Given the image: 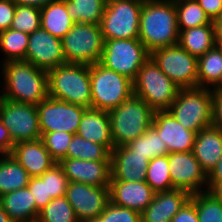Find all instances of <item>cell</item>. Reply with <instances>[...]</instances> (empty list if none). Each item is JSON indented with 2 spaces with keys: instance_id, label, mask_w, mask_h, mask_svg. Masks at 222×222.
<instances>
[{
  "instance_id": "1",
  "label": "cell",
  "mask_w": 222,
  "mask_h": 222,
  "mask_svg": "<svg viewBox=\"0 0 222 222\" xmlns=\"http://www.w3.org/2000/svg\"><path fill=\"white\" fill-rule=\"evenodd\" d=\"M0 73L2 98L38 105L48 97V71L18 60L0 63Z\"/></svg>"
},
{
  "instance_id": "2",
  "label": "cell",
  "mask_w": 222,
  "mask_h": 222,
  "mask_svg": "<svg viewBox=\"0 0 222 222\" xmlns=\"http://www.w3.org/2000/svg\"><path fill=\"white\" fill-rule=\"evenodd\" d=\"M177 12L172 1L143 0L139 21V40L151 53L178 44Z\"/></svg>"
},
{
  "instance_id": "3",
  "label": "cell",
  "mask_w": 222,
  "mask_h": 222,
  "mask_svg": "<svg viewBox=\"0 0 222 222\" xmlns=\"http://www.w3.org/2000/svg\"><path fill=\"white\" fill-rule=\"evenodd\" d=\"M155 111L139 96L132 94L108 112L114 147L126 145L151 128Z\"/></svg>"
},
{
  "instance_id": "4",
  "label": "cell",
  "mask_w": 222,
  "mask_h": 222,
  "mask_svg": "<svg viewBox=\"0 0 222 222\" xmlns=\"http://www.w3.org/2000/svg\"><path fill=\"white\" fill-rule=\"evenodd\" d=\"M48 96L90 108V65L65 63L49 70Z\"/></svg>"
},
{
  "instance_id": "5",
  "label": "cell",
  "mask_w": 222,
  "mask_h": 222,
  "mask_svg": "<svg viewBox=\"0 0 222 222\" xmlns=\"http://www.w3.org/2000/svg\"><path fill=\"white\" fill-rule=\"evenodd\" d=\"M91 107L109 112L133 93V81L106 68L100 62L90 65Z\"/></svg>"
},
{
  "instance_id": "6",
  "label": "cell",
  "mask_w": 222,
  "mask_h": 222,
  "mask_svg": "<svg viewBox=\"0 0 222 222\" xmlns=\"http://www.w3.org/2000/svg\"><path fill=\"white\" fill-rule=\"evenodd\" d=\"M179 88L150 57L133 80V93L142 98L155 112L167 111L175 101Z\"/></svg>"
},
{
  "instance_id": "7",
  "label": "cell",
  "mask_w": 222,
  "mask_h": 222,
  "mask_svg": "<svg viewBox=\"0 0 222 222\" xmlns=\"http://www.w3.org/2000/svg\"><path fill=\"white\" fill-rule=\"evenodd\" d=\"M213 89L196 87L181 89L167 110L184 128L190 131L212 125Z\"/></svg>"
},
{
  "instance_id": "8",
  "label": "cell",
  "mask_w": 222,
  "mask_h": 222,
  "mask_svg": "<svg viewBox=\"0 0 222 222\" xmlns=\"http://www.w3.org/2000/svg\"><path fill=\"white\" fill-rule=\"evenodd\" d=\"M61 42L66 63L91 65L101 60L104 38L100 25L74 23Z\"/></svg>"
},
{
  "instance_id": "9",
  "label": "cell",
  "mask_w": 222,
  "mask_h": 222,
  "mask_svg": "<svg viewBox=\"0 0 222 222\" xmlns=\"http://www.w3.org/2000/svg\"><path fill=\"white\" fill-rule=\"evenodd\" d=\"M143 0H107L100 22L104 41L139 37Z\"/></svg>"
},
{
  "instance_id": "10",
  "label": "cell",
  "mask_w": 222,
  "mask_h": 222,
  "mask_svg": "<svg viewBox=\"0 0 222 222\" xmlns=\"http://www.w3.org/2000/svg\"><path fill=\"white\" fill-rule=\"evenodd\" d=\"M149 58L150 52L139 38L110 39L104 41L100 63L133 81Z\"/></svg>"
},
{
  "instance_id": "11",
  "label": "cell",
  "mask_w": 222,
  "mask_h": 222,
  "mask_svg": "<svg viewBox=\"0 0 222 222\" xmlns=\"http://www.w3.org/2000/svg\"><path fill=\"white\" fill-rule=\"evenodd\" d=\"M159 69L179 88H196L198 59L179 44L159 48L150 53Z\"/></svg>"
},
{
  "instance_id": "12",
  "label": "cell",
  "mask_w": 222,
  "mask_h": 222,
  "mask_svg": "<svg viewBox=\"0 0 222 222\" xmlns=\"http://www.w3.org/2000/svg\"><path fill=\"white\" fill-rule=\"evenodd\" d=\"M0 119L15 144L41 139L37 107L2 98Z\"/></svg>"
},
{
  "instance_id": "13",
  "label": "cell",
  "mask_w": 222,
  "mask_h": 222,
  "mask_svg": "<svg viewBox=\"0 0 222 222\" xmlns=\"http://www.w3.org/2000/svg\"><path fill=\"white\" fill-rule=\"evenodd\" d=\"M41 135L64 131L76 134L85 107L47 97L36 105Z\"/></svg>"
},
{
  "instance_id": "14",
  "label": "cell",
  "mask_w": 222,
  "mask_h": 222,
  "mask_svg": "<svg viewBox=\"0 0 222 222\" xmlns=\"http://www.w3.org/2000/svg\"><path fill=\"white\" fill-rule=\"evenodd\" d=\"M172 185L190 194L208 191V175L192 151L168 153Z\"/></svg>"
},
{
  "instance_id": "15",
  "label": "cell",
  "mask_w": 222,
  "mask_h": 222,
  "mask_svg": "<svg viewBox=\"0 0 222 222\" xmlns=\"http://www.w3.org/2000/svg\"><path fill=\"white\" fill-rule=\"evenodd\" d=\"M65 198L74 209L79 222L98 218L110 202L109 186H90L68 182Z\"/></svg>"
},
{
  "instance_id": "16",
  "label": "cell",
  "mask_w": 222,
  "mask_h": 222,
  "mask_svg": "<svg viewBox=\"0 0 222 222\" xmlns=\"http://www.w3.org/2000/svg\"><path fill=\"white\" fill-rule=\"evenodd\" d=\"M24 61L49 71L66 63L60 38L52 36L43 28L29 34V43Z\"/></svg>"
},
{
  "instance_id": "17",
  "label": "cell",
  "mask_w": 222,
  "mask_h": 222,
  "mask_svg": "<svg viewBox=\"0 0 222 222\" xmlns=\"http://www.w3.org/2000/svg\"><path fill=\"white\" fill-rule=\"evenodd\" d=\"M58 164L64 170L68 182L98 187L110 186L111 160L64 158Z\"/></svg>"
},
{
  "instance_id": "18",
  "label": "cell",
  "mask_w": 222,
  "mask_h": 222,
  "mask_svg": "<svg viewBox=\"0 0 222 222\" xmlns=\"http://www.w3.org/2000/svg\"><path fill=\"white\" fill-rule=\"evenodd\" d=\"M151 127L166 144L168 153L193 151L196 132L184 128L168 111H156Z\"/></svg>"
},
{
  "instance_id": "19",
  "label": "cell",
  "mask_w": 222,
  "mask_h": 222,
  "mask_svg": "<svg viewBox=\"0 0 222 222\" xmlns=\"http://www.w3.org/2000/svg\"><path fill=\"white\" fill-rule=\"evenodd\" d=\"M110 181H145L150 160L131 151L126 145L111 151Z\"/></svg>"
},
{
  "instance_id": "20",
  "label": "cell",
  "mask_w": 222,
  "mask_h": 222,
  "mask_svg": "<svg viewBox=\"0 0 222 222\" xmlns=\"http://www.w3.org/2000/svg\"><path fill=\"white\" fill-rule=\"evenodd\" d=\"M110 201L120 207L142 213L152 202L155 192L145 181H110Z\"/></svg>"
},
{
  "instance_id": "21",
  "label": "cell",
  "mask_w": 222,
  "mask_h": 222,
  "mask_svg": "<svg viewBox=\"0 0 222 222\" xmlns=\"http://www.w3.org/2000/svg\"><path fill=\"white\" fill-rule=\"evenodd\" d=\"M191 198V194L182 189L155 193L152 202L141 213V222H171Z\"/></svg>"
},
{
  "instance_id": "22",
  "label": "cell",
  "mask_w": 222,
  "mask_h": 222,
  "mask_svg": "<svg viewBox=\"0 0 222 222\" xmlns=\"http://www.w3.org/2000/svg\"><path fill=\"white\" fill-rule=\"evenodd\" d=\"M11 155L30 177H39L57 164L41 139L15 144Z\"/></svg>"
},
{
  "instance_id": "23",
  "label": "cell",
  "mask_w": 222,
  "mask_h": 222,
  "mask_svg": "<svg viewBox=\"0 0 222 222\" xmlns=\"http://www.w3.org/2000/svg\"><path fill=\"white\" fill-rule=\"evenodd\" d=\"M76 134L88 141L105 146L110 152L114 148L107 111L86 108Z\"/></svg>"
},
{
  "instance_id": "24",
  "label": "cell",
  "mask_w": 222,
  "mask_h": 222,
  "mask_svg": "<svg viewBox=\"0 0 222 222\" xmlns=\"http://www.w3.org/2000/svg\"><path fill=\"white\" fill-rule=\"evenodd\" d=\"M192 152L208 175L222 157V130L213 125L199 130Z\"/></svg>"
},
{
  "instance_id": "25",
  "label": "cell",
  "mask_w": 222,
  "mask_h": 222,
  "mask_svg": "<svg viewBox=\"0 0 222 222\" xmlns=\"http://www.w3.org/2000/svg\"><path fill=\"white\" fill-rule=\"evenodd\" d=\"M0 205L13 222H27L38 219L40 213L28 187L2 195Z\"/></svg>"
},
{
  "instance_id": "26",
  "label": "cell",
  "mask_w": 222,
  "mask_h": 222,
  "mask_svg": "<svg viewBox=\"0 0 222 222\" xmlns=\"http://www.w3.org/2000/svg\"><path fill=\"white\" fill-rule=\"evenodd\" d=\"M178 44L197 59L203 56L215 46L214 22L186 30H179Z\"/></svg>"
},
{
  "instance_id": "27",
  "label": "cell",
  "mask_w": 222,
  "mask_h": 222,
  "mask_svg": "<svg viewBox=\"0 0 222 222\" xmlns=\"http://www.w3.org/2000/svg\"><path fill=\"white\" fill-rule=\"evenodd\" d=\"M40 24L52 36L62 39L74 22L67 13L65 2L56 0L40 9Z\"/></svg>"
},
{
  "instance_id": "28",
  "label": "cell",
  "mask_w": 222,
  "mask_h": 222,
  "mask_svg": "<svg viewBox=\"0 0 222 222\" xmlns=\"http://www.w3.org/2000/svg\"><path fill=\"white\" fill-rule=\"evenodd\" d=\"M29 180L28 172L11 154L0 156V197L27 187Z\"/></svg>"
},
{
  "instance_id": "29",
  "label": "cell",
  "mask_w": 222,
  "mask_h": 222,
  "mask_svg": "<svg viewBox=\"0 0 222 222\" xmlns=\"http://www.w3.org/2000/svg\"><path fill=\"white\" fill-rule=\"evenodd\" d=\"M222 76V49L214 46L198 58L197 87L214 89Z\"/></svg>"
},
{
  "instance_id": "30",
  "label": "cell",
  "mask_w": 222,
  "mask_h": 222,
  "mask_svg": "<svg viewBox=\"0 0 222 222\" xmlns=\"http://www.w3.org/2000/svg\"><path fill=\"white\" fill-rule=\"evenodd\" d=\"M74 23L100 25L107 0H63Z\"/></svg>"
},
{
  "instance_id": "31",
  "label": "cell",
  "mask_w": 222,
  "mask_h": 222,
  "mask_svg": "<svg viewBox=\"0 0 222 222\" xmlns=\"http://www.w3.org/2000/svg\"><path fill=\"white\" fill-rule=\"evenodd\" d=\"M29 43V34L11 28L0 32V62L25 60ZM4 58V59H3Z\"/></svg>"
},
{
  "instance_id": "32",
  "label": "cell",
  "mask_w": 222,
  "mask_h": 222,
  "mask_svg": "<svg viewBox=\"0 0 222 222\" xmlns=\"http://www.w3.org/2000/svg\"><path fill=\"white\" fill-rule=\"evenodd\" d=\"M174 3L179 30L199 27L212 22L196 0H177Z\"/></svg>"
},
{
  "instance_id": "33",
  "label": "cell",
  "mask_w": 222,
  "mask_h": 222,
  "mask_svg": "<svg viewBox=\"0 0 222 222\" xmlns=\"http://www.w3.org/2000/svg\"><path fill=\"white\" fill-rule=\"evenodd\" d=\"M111 152L103 145L74 134L65 158L81 160H111Z\"/></svg>"
},
{
  "instance_id": "34",
  "label": "cell",
  "mask_w": 222,
  "mask_h": 222,
  "mask_svg": "<svg viewBox=\"0 0 222 222\" xmlns=\"http://www.w3.org/2000/svg\"><path fill=\"white\" fill-rule=\"evenodd\" d=\"M126 146L135 154L146 156L148 160L168 154L166 144L163 143L158 133L152 127L135 140L128 142Z\"/></svg>"
},
{
  "instance_id": "35",
  "label": "cell",
  "mask_w": 222,
  "mask_h": 222,
  "mask_svg": "<svg viewBox=\"0 0 222 222\" xmlns=\"http://www.w3.org/2000/svg\"><path fill=\"white\" fill-rule=\"evenodd\" d=\"M145 182L155 193L175 189L169 172L168 154L150 160Z\"/></svg>"
},
{
  "instance_id": "36",
  "label": "cell",
  "mask_w": 222,
  "mask_h": 222,
  "mask_svg": "<svg viewBox=\"0 0 222 222\" xmlns=\"http://www.w3.org/2000/svg\"><path fill=\"white\" fill-rule=\"evenodd\" d=\"M191 199L195 202L199 222H222V200L212 192L193 193Z\"/></svg>"
},
{
  "instance_id": "37",
  "label": "cell",
  "mask_w": 222,
  "mask_h": 222,
  "mask_svg": "<svg viewBox=\"0 0 222 222\" xmlns=\"http://www.w3.org/2000/svg\"><path fill=\"white\" fill-rule=\"evenodd\" d=\"M38 220L40 222H79L65 196L52 199L40 210Z\"/></svg>"
},
{
  "instance_id": "38",
  "label": "cell",
  "mask_w": 222,
  "mask_h": 222,
  "mask_svg": "<svg viewBox=\"0 0 222 222\" xmlns=\"http://www.w3.org/2000/svg\"><path fill=\"white\" fill-rule=\"evenodd\" d=\"M40 27V8L16 5L11 29L31 34Z\"/></svg>"
},
{
  "instance_id": "39",
  "label": "cell",
  "mask_w": 222,
  "mask_h": 222,
  "mask_svg": "<svg viewBox=\"0 0 222 222\" xmlns=\"http://www.w3.org/2000/svg\"><path fill=\"white\" fill-rule=\"evenodd\" d=\"M73 135L64 131L48 132L41 135V140L51 157L59 163L66 157Z\"/></svg>"
},
{
  "instance_id": "40",
  "label": "cell",
  "mask_w": 222,
  "mask_h": 222,
  "mask_svg": "<svg viewBox=\"0 0 222 222\" xmlns=\"http://www.w3.org/2000/svg\"><path fill=\"white\" fill-rule=\"evenodd\" d=\"M46 180L47 197L52 199L65 196L68 179L62 167L57 163L40 176Z\"/></svg>"
},
{
  "instance_id": "41",
  "label": "cell",
  "mask_w": 222,
  "mask_h": 222,
  "mask_svg": "<svg viewBox=\"0 0 222 222\" xmlns=\"http://www.w3.org/2000/svg\"><path fill=\"white\" fill-rule=\"evenodd\" d=\"M98 218L101 222H141V213L110 201Z\"/></svg>"
},
{
  "instance_id": "42",
  "label": "cell",
  "mask_w": 222,
  "mask_h": 222,
  "mask_svg": "<svg viewBox=\"0 0 222 222\" xmlns=\"http://www.w3.org/2000/svg\"><path fill=\"white\" fill-rule=\"evenodd\" d=\"M27 187L31 191L39 210L43 209L52 200L51 197H47L46 180H43L40 176L30 177Z\"/></svg>"
},
{
  "instance_id": "43",
  "label": "cell",
  "mask_w": 222,
  "mask_h": 222,
  "mask_svg": "<svg viewBox=\"0 0 222 222\" xmlns=\"http://www.w3.org/2000/svg\"><path fill=\"white\" fill-rule=\"evenodd\" d=\"M16 10L14 0H0V32L11 27Z\"/></svg>"
},
{
  "instance_id": "44",
  "label": "cell",
  "mask_w": 222,
  "mask_h": 222,
  "mask_svg": "<svg viewBox=\"0 0 222 222\" xmlns=\"http://www.w3.org/2000/svg\"><path fill=\"white\" fill-rule=\"evenodd\" d=\"M171 222H199L195 202L190 198Z\"/></svg>"
},
{
  "instance_id": "45",
  "label": "cell",
  "mask_w": 222,
  "mask_h": 222,
  "mask_svg": "<svg viewBox=\"0 0 222 222\" xmlns=\"http://www.w3.org/2000/svg\"><path fill=\"white\" fill-rule=\"evenodd\" d=\"M212 125L222 130V90L213 89Z\"/></svg>"
},
{
  "instance_id": "46",
  "label": "cell",
  "mask_w": 222,
  "mask_h": 222,
  "mask_svg": "<svg viewBox=\"0 0 222 222\" xmlns=\"http://www.w3.org/2000/svg\"><path fill=\"white\" fill-rule=\"evenodd\" d=\"M211 21L222 16V0H196Z\"/></svg>"
},
{
  "instance_id": "47",
  "label": "cell",
  "mask_w": 222,
  "mask_h": 222,
  "mask_svg": "<svg viewBox=\"0 0 222 222\" xmlns=\"http://www.w3.org/2000/svg\"><path fill=\"white\" fill-rule=\"evenodd\" d=\"M14 148V142L10 136L9 130L4 126L0 119V156L11 154Z\"/></svg>"
},
{
  "instance_id": "48",
  "label": "cell",
  "mask_w": 222,
  "mask_h": 222,
  "mask_svg": "<svg viewBox=\"0 0 222 222\" xmlns=\"http://www.w3.org/2000/svg\"><path fill=\"white\" fill-rule=\"evenodd\" d=\"M220 181H222V157L208 174V191H211Z\"/></svg>"
},
{
  "instance_id": "49",
  "label": "cell",
  "mask_w": 222,
  "mask_h": 222,
  "mask_svg": "<svg viewBox=\"0 0 222 222\" xmlns=\"http://www.w3.org/2000/svg\"><path fill=\"white\" fill-rule=\"evenodd\" d=\"M54 1L56 0H14L16 5L38 7L40 9Z\"/></svg>"
},
{
  "instance_id": "50",
  "label": "cell",
  "mask_w": 222,
  "mask_h": 222,
  "mask_svg": "<svg viewBox=\"0 0 222 222\" xmlns=\"http://www.w3.org/2000/svg\"><path fill=\"white\" fill-rule=\"evenodd\" d=\"M215 26V46L222 49V16L214 21Z\"/></svg>"
},
{
  "instance_id": "51",
  "label": "cell",
  "mask_w": 222,
  "mask_h": 222,
  "mask_svg": "<svg viewBox=\"0 0 222 222\" xmlns=\"http://www.w3.org/2000/svg\"><path fill=\"white\" fill-rule=\"evenodd\" d=\"M210 192H212L218 199L222 200V181H220Z\"/></svg>"
},
{
  "instance_id": "52",
  "label": "cell",
  "mask_w": 222,
  "mask_h": 222,
  "mask_svg": "<svg viewBox=\"0 0 222 222\" xmlns=\"http://www.w3.org/2000/svg\"><path fill=\"white\" fill-rule=\"evenodd\" d=\"M0 222H13L9 215L5 212V210L0 205Z\"/></svg>"
},
{
  "instance_id": "53",
  "label": "cell",
  "mask_w": 222,
  "mask_h": 222,
  "mask_svg": "<svg viewBox=\"0 0 222 222\" xmlns=\"http://www.w3.org/2000/svg\"><path fill=\"white\" fill-rule=\"evenodd\" d=\"M82 222H101V220L99 218H92V219L84 220Z\"/></svg>"
},
{
  "instance_id": "54",
  "label": "cell",
  "mask_w": 222,
  "mask_h": 222,
  "mask_svg": "<svg viewBox=\"0 0 222 222\" xmlns=\"http://www.w3.org/2000/svg\"><path fill=\"white\" fill-rule=\"evenodd\" d=\"M214 89L222 90V76H221V82Z\"/></svg>"
},
{
  "instance_id": "55",
  "label": "cell",
  "mask_w": 222,
  "mask_h": 222,
  "mask_svg": "<svg viewBox=\"0 0 222 222\" xmlns=\"http://www.w3.org/2000/svg\"><path fill=\"white\" fill-rule=\"evenodd\" d=\"M150 1H172V2H175L177 0H150Z\"/></svg>"
},
{
  "instance_id": "56",
  "label": "cell",
  "mask_w": 222,
  "mask_h": 222,
  "mask_svg": "<svg viewBox=\"0 0 222 222\" xmlns=\"http://www.w3.org/2000/svg\"><path fill=\"white\" fill-rule=\"evenodd\" d=\"M27 222H40V221L38 219H34V220L27 221Z\"/></svg>"
},
{
  "instance_id": "57",
  "label": "cell",
  "mask_w": 222,
  "mask_h": 222,
  "mask_svg": "<svg viewBox=\"0 0 222 222\" xmlns=\"http://www.w3.org/2000/svg\"><path fill=\"white\" fill-rule=\"evenodd\" d=\"M1 99H2V95H1V89H0V101H1Z\"/></svg>"
}]
</instances>
